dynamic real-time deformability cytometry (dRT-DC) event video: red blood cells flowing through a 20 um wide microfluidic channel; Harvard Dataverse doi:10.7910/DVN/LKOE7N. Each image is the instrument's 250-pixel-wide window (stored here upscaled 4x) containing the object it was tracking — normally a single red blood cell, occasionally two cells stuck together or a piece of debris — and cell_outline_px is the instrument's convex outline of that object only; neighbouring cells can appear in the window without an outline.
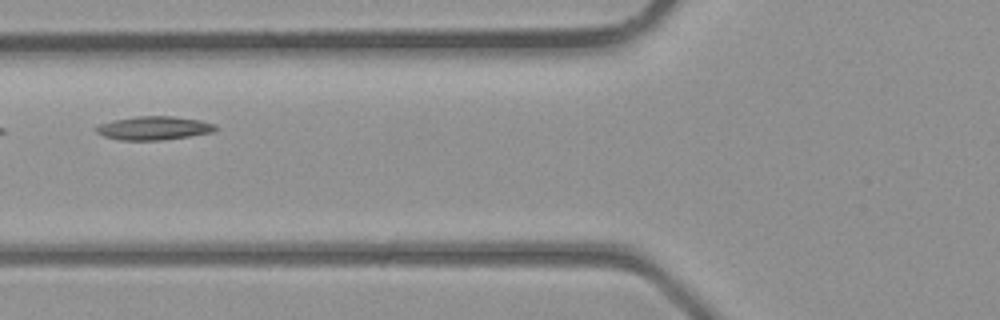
{"species": "common noctule bat (a hibernating species)", "species_latin": "Nyctalus noctula", "temperature_condition": "room temperature", "stored_images_in_passage": 26, "camera_frame_rate_fps": 3000, "um_per_image_px": 0.085, "animal": {"sex": "male", "body_mass_g": 23.1, "forearm_length_mm": 52.7}, "frame": {"image": 1, "passage_image": 5, "time_ms": 1.333, "image_size_px": [1000, 320], "cell_outline_px": [[216, 128], [212, 132], [164, 140], [120, 140], [104, 136], [96, 132], [96, 128], [100, 124], [112, 120], [136, 116], [172, 116], [200, 120], [216, 124]], "centroid_in_image_um": [13.07, 10.88], "position_along_channel_um": 112.7, "area_um2": 16.3}}
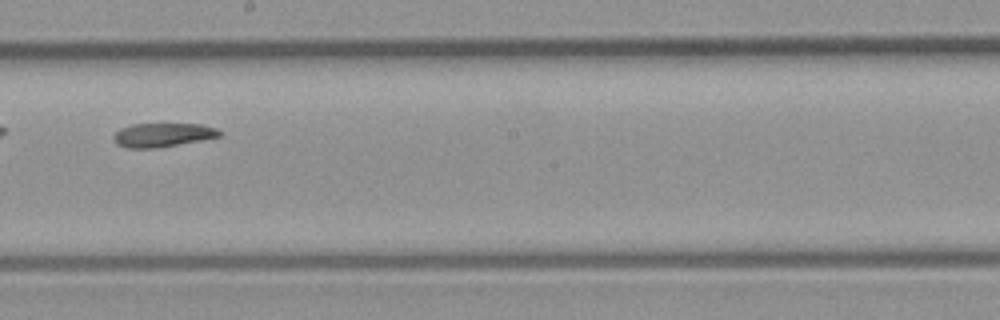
{"frame": {"image": 2, "passage_image": 12, "time_ms": 3.667, "image_size_px": [1000, 320], "cell_outline_px": [[220, 136], [200, 140], [156, 148], [128, 148], [116, 144], [112, 136], [120, 128], [132, 124], [200, 124], [216, 128], [220, 132]], "centroid_in_image_um": [13.77, 11.47], "position_along_channel_um": 234.4, "area_um2": 14.57}}
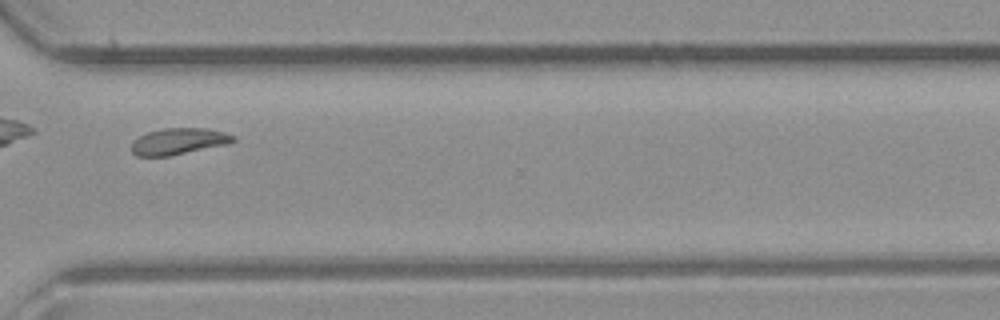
{"frame": {"image": 3, "passage_image": 19, "time_ms": 6.0, "image_size_px": [1000, 320], "cell_outline_px": [[236, 140], [228, 144], [168, 156], [136, 156], [132, 152], [132, 140], [148, 132], [164, 128], [204, 128], [224, 132], [236, 136]], "centroid_in_image_um": [15.19, 12.01], "position_along_channel_um": 355.4, "area_um2": 15.61}}